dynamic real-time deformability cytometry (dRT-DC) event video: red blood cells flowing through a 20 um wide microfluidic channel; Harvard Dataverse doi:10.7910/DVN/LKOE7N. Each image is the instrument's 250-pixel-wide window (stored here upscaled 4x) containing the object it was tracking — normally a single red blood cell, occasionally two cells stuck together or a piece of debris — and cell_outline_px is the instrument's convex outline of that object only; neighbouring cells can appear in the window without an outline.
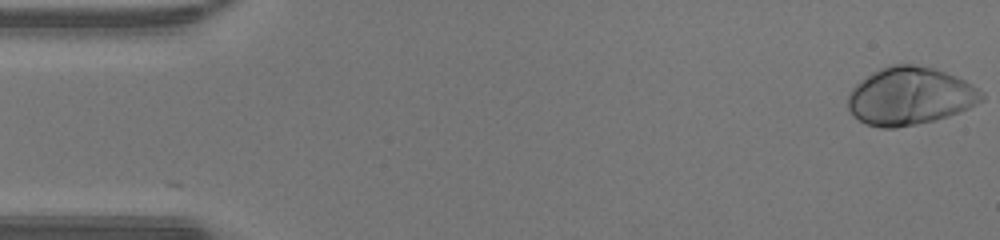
{"species": "human", "species_latin": "Homo sapiens", "temperature_condition": "warm", "stored_images_in_passage": 47, "camera_frame_rate_fps": 3000, "um_per_image_px": 0.085, "donor": {"sex": "male"}, "frame": {"image": 1, "passage_image": 1, "time_ms": 0.0, "image_size_px": [1000, 240], "cell_outline_px": [[984, 100], [968, 108], [948, 116], [936, 120], [896, 128], [880, 128], [868, 124], [860, 120], [848, 108], [848, 96], [852, 88], [860, 80], [872, 72], [896, 64], [912, 64], [932, 68], [956, 76], [972, 84], [984, 92]], "centroid_in_image_um": [77.37, 8.17], "position_along_channel_um": 7.6, "area_um2": 44.74}}
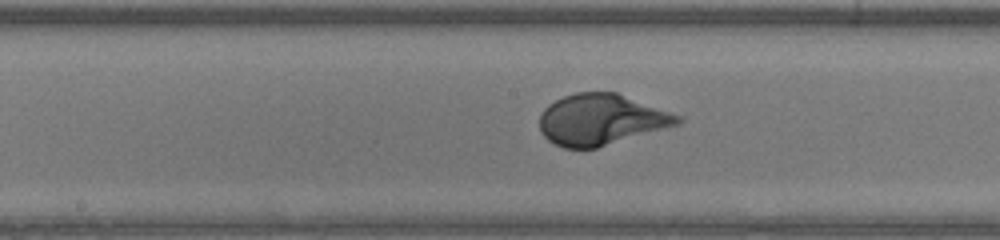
{"frame": {"image": 2, "passage_image": 24, "time_ms": 7.667, "image_size_px": [1000, 240], "cell_outline_px": [[684, 120], [680, 124], [596, 148], [564, 148], [548, 140], [540, 132], [540, 112], [548, 104], [564, 96], [576, 92], [616, 92], [680, 116]], "centroid_in_image_um": [51.07, 10.17], "position_along_channel_um": 197.1, "area_um2": 40.75}}
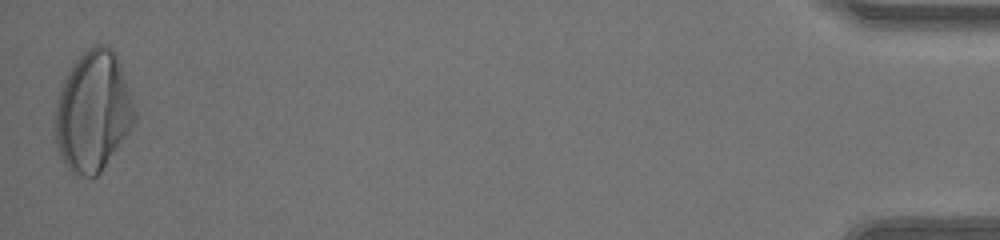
{"frame": {"image": 3, "passage_image": 47, "time_ms": 15.333, "image_size_px": [1000, 240], "cell_outline_px": [[136, 120], [128, 132], [100, 172], [96, 176], [76, 176], [68, 168], [60, 156], [56, 144], [56, 104], [60, 88], [68, 72], [80, 52], [96, 44], [108, 44], [112, 48], [116, 56], [132, 100], [136, 112]], "centroid_in_image_um": [7.89, 9.45], "position_along_channel_um": 427.3, "area_um2": 55.08}, "authors_computed_cell_mechanics": {"area_um2": 42.0784, "velocity_mm_per_s": 4.337, "shape_relaxation_time_tau1_ms": 2.622, "shape_relaxation_time_tau2_ms": null, "deformation_change_tau1": 0.2066, "deformation_change_tau2": null}}